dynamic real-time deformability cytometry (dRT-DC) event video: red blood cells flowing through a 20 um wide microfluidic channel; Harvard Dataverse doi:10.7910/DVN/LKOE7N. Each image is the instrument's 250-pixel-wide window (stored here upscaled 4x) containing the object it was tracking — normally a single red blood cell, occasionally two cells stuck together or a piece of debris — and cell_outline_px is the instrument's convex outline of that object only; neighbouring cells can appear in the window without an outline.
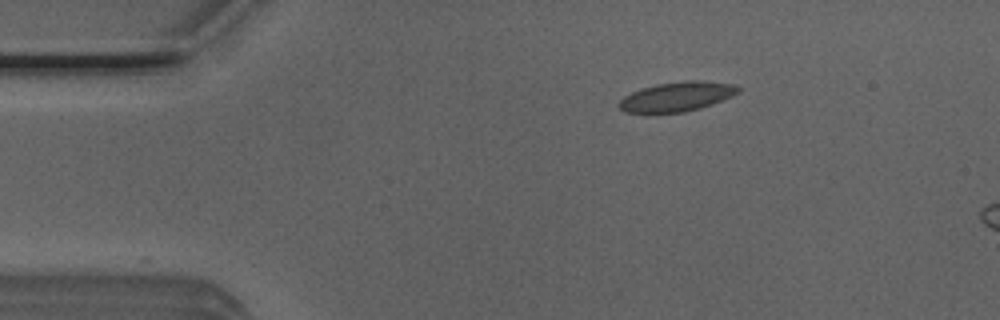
{"species": "Egyptian fruit bat (a non-hibernating species)", "species_latin": "Rousettus aegyptiacus", "temperature_condition": "room temperature", "stored_images_in_passage": 6, "camera_frame_rate_fps": 3000, "um_per_image_px": 0.085, "animal": {"sex": "male"}, "frame": {"image": 1, "passage_image": 1, "time_ms": 0.0, "image_size_px": [1000, 320], "cell_outline_px": [[740, 92], [732, 96], [712, 104], [700, 108], [684, 112], [624, 112], [616, 104], [624, 96], [632, 92], [656, 84], [684, 80], [704, 80], [736, 84], [740, 88]], "centroid_in_image_um": [57.58, 8.19], "position_along_channel_um": 27.4, "area_um2": 20.52}}